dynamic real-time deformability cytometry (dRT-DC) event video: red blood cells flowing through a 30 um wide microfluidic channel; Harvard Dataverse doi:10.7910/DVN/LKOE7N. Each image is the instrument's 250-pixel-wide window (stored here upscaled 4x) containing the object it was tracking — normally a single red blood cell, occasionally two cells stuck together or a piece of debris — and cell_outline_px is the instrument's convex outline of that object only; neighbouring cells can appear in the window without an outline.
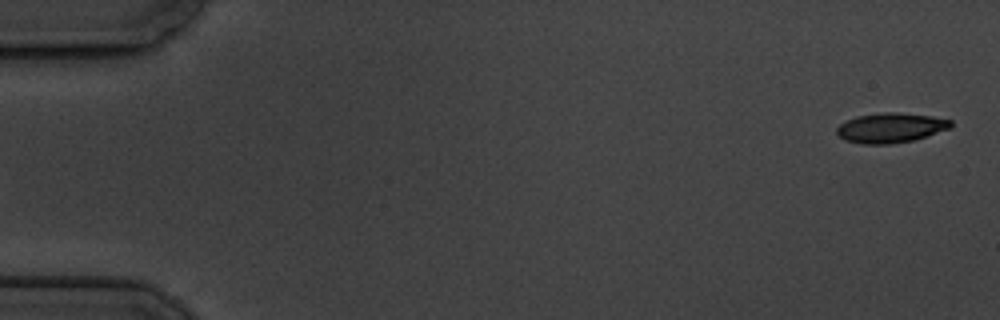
{"species": "common noctule bat (a hibernating species)", "species_latin": "Nyctalus noctula", "temperature_condition": "cold", "stored_images_in_passage": 6, "segment_of_instrument_passage": [2, 2], "camera_frame_rate_fps": 3000, "um_per_image_px": 0.085, "animal": {"sex": "male", "body_mass_g": 19.5, "forearm_length_mm": 54.6}, "frame": {"image": 1, "passage_image": 6, "time_ms": 6.667, "image_size_px": [1000, 320], "cell_outline_px": [[952, 128], [912, 140], [888, 144], [860, 144], [844, 140], [836, 132], [836, 128], [840, 124], [856, 116], [884, 112], [896, 112], [932, 116], [952, 120]], "centroid_in_image_um": [75.7, 10.86], "position_along_channel_um": 9.3, "area_um2": 19.77}}